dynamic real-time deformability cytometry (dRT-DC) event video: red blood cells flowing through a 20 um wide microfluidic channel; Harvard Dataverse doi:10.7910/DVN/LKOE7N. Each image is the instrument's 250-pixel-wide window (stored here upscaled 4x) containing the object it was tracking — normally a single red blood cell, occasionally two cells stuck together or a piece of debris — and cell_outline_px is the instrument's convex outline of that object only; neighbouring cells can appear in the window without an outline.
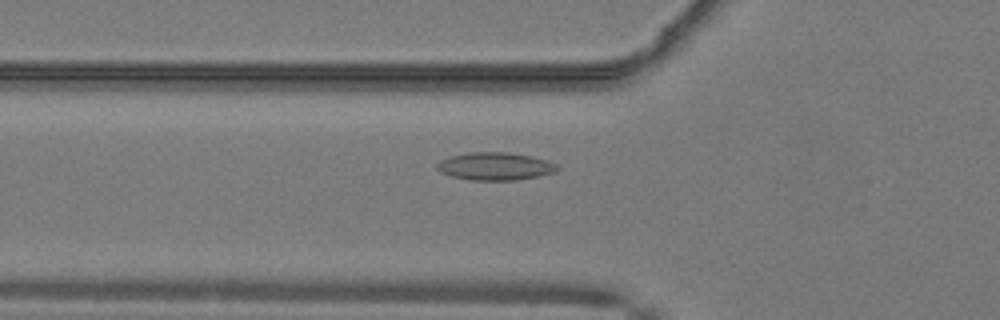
{"species": "common noctule bat (a hibernating species)", "species_latin": "Nyctalus noctula", "temperature_condition": "warm", "stored_images_in_passage": 52, "camera_frame_rate_fps": 3000, "um_per_image_px": 0.085, "animal": {"sex": "male", "body_mass_g": 19.2, "forearm_length_mm": 51.8}, "frame": {"image": 1, "passage_image": 19, "time_ms": 6.0, "image_size_px": [1000, 320], "cell_outline_px": [[560, 168], [556, 172], [516, 180], [472, 180], [452, 176], [440, 172], [436, 168], [436, 164], [440, 160], [452, 156], [472, 152], [504, 152], [532, 156], [548, 160], [560, 164]], "centroid_in_image_um": [42.13, 14.13], "position_along_channel_um": 83.7, "area_um2": 19.48}}
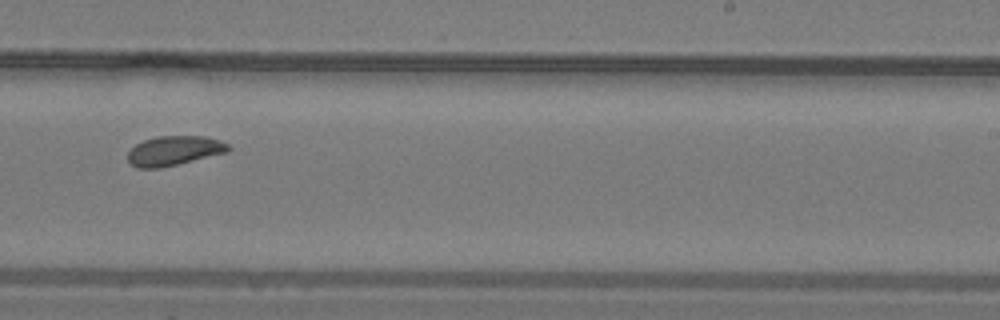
{"frame": {"image": 2, "passage_image": 33, "time_ms": 10.667, "image_size_px": [1000, 320], "cell_outline_px": [[232, 148], [228, 152], [160, 168], [136, 168], [128, 160], [128, 152], [136, 144], [144, 140], [156, 136], [208, 136], [220, 140], [228, 144]], "centroid_in_image_um": [14.82, 12.8], "position_along_channel_um": 274.2, "area_um2": 17.34}}
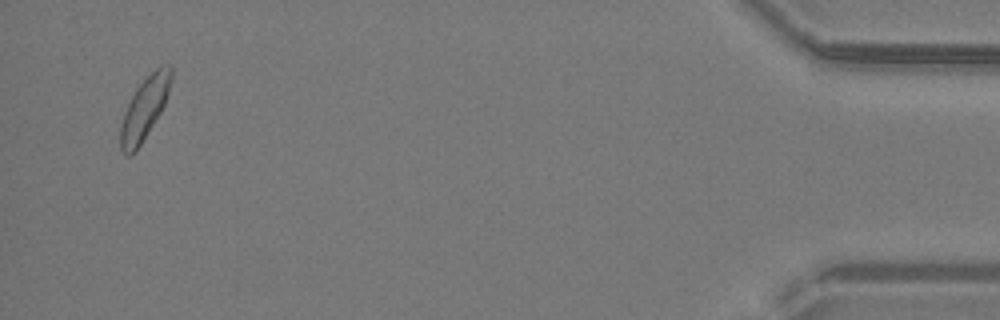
{"frame": {"image": 3, "passage_image": 50, "time_ms": 16.333, "image_size_px": [1000, 320], "cell_outline_px": [[172, 80], [164, 104], [160, 112], [136, 152], [128, 156], [124, 156], [120, 148], [120, 124], [124, 112], [136, 88], [160, 64], [172, 64]], "centroid_in_image_um": [12.28, 9.22], "position_along_channel_um": 422.9, "area_um2": 18.32}, "authors_computed_cell_mechanics": {"area_um2": 18.0914, "velocity_mm_per_s": 4.0689, "shape_relaxation_time_tau1_ms": 5.6735, "shape_relaxation_time_tau2_ms": 8.8458, "deformation_change_tau1": 0.1098, "deformation_change_tau2": 0.1522}}